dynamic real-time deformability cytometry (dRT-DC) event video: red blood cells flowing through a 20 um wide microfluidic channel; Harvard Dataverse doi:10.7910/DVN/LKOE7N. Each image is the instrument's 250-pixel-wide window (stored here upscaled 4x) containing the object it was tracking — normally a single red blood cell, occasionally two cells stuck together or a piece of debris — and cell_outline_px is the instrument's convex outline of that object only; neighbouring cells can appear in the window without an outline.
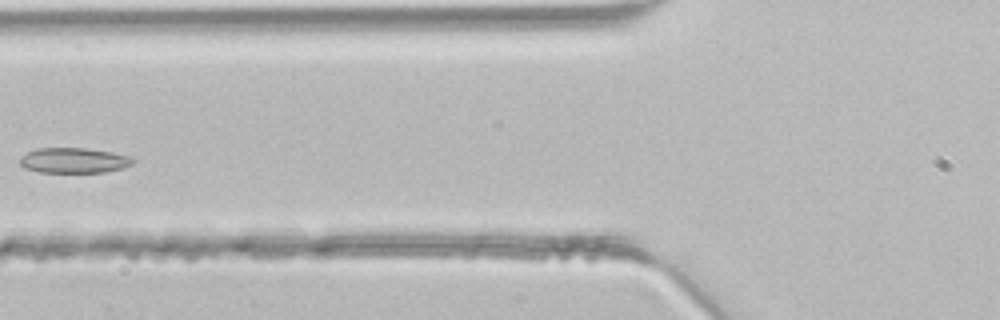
{"species": "common noctule bat (a hibernating species)", "species_latin": "Nyctalus noctula", "temperature_condition": "room temperature", "stored_images_in_passage": 3, "camera_frame_rate_fps": 3000, "um_per_image_px": 0.085, "animal": {"sex": "male", "body_mass_g": 21.5, "forearm_length_mm": 52.0}, "frame": {"image": 1, "passage_image": 3, "time_ms": 0.667, "image_size_px": [1000, 320], "cell_outline_px": [[136, 160], [132, 164], [124, 168], [104, 172], [40, 172], [24, 168], [20, 164], [20, 156], [36, 148], [84, 148], [112, 152], [132, 156]], "centroid_in_image_um": [6.3, 13.63], "position_along_channel_um": 119.5, "area_um2": 16.76}}